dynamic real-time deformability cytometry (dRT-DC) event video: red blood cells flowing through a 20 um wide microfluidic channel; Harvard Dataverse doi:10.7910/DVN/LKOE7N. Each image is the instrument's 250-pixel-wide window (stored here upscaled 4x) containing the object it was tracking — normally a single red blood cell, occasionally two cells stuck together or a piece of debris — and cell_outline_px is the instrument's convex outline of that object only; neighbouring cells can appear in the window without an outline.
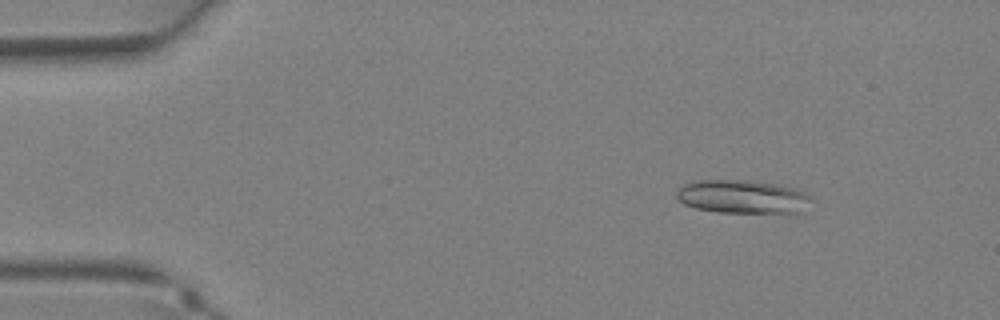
{"species": "Egyptian fruit bat (a non-hibernating species)", "species_latin": "Rousettus aegyptiacus", "temperature_condition": "warm", "stored_images_in_passage": 35, "camera_frame_rate_fps": 3000, "um_per_image_px": 0.085, "animal": {"sex": "female"}, "frame": {"image": 1, "passage_image": 4, "time_ms": 1.0, "image_size_px": [1000, 320], "cell_outline_px": [[812, 200], [796, 212], [720, 212], [696, 208], [684, 204], [676, 196], [676, 192], [684, 184], [696, 180], [748, 180], [776, 184], [796, 188], [804, 192]], "centroid_in_image_um": [63.06, 16.7], "position_along_channel_um": 21.9, "area_um2": 25.78}}
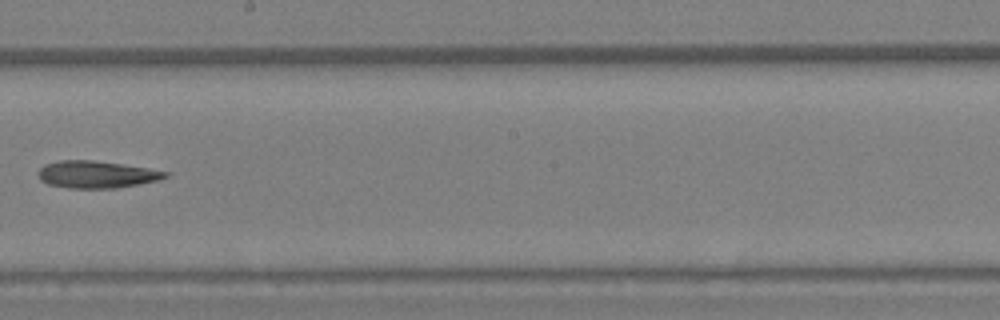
{"frame": {"image": 2, "passage_image": 20, "time_ms": 6.333, "image_size_px": [1000, 320], "cell_outline_px": [[168, 176], [160, 180], [116, 188], [68, 188], [48, 184], [40, 180], [36, 172], [44, 164], [60, 160], [92, 160], [148, 168], [168, 172]], "centroid_in_image_um": [8.16, 14.83], "position_along_channel_um": 240.0, "area_um2": 20.11}}
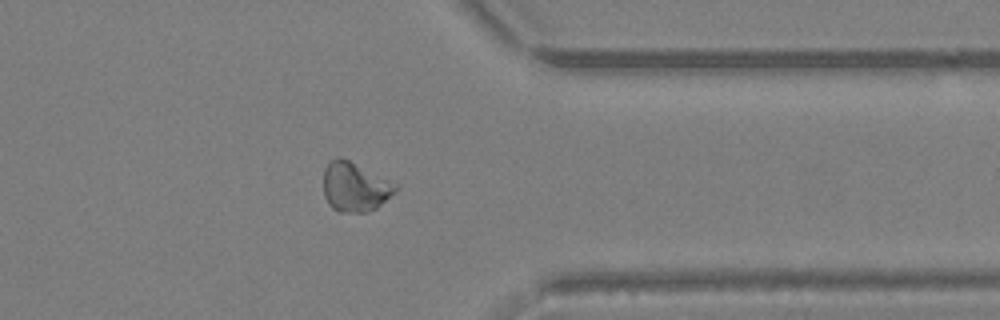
{"frame": {"image": 3, "passage_image": 28, "time_ms": 9.0, "image_size_px": [1000, 320], "cell_outline_px": [[400, 184], [396, 192], [376, 208], [368, 212], [340, 212], [332, 208], [328, 204], [324, 196], [324, 168], [328, 160], [340, 156]], "centroid_in_image_um": [30.18, 15.87], "position_along_channel_um": 381.2, "area_um2": 21.1}}